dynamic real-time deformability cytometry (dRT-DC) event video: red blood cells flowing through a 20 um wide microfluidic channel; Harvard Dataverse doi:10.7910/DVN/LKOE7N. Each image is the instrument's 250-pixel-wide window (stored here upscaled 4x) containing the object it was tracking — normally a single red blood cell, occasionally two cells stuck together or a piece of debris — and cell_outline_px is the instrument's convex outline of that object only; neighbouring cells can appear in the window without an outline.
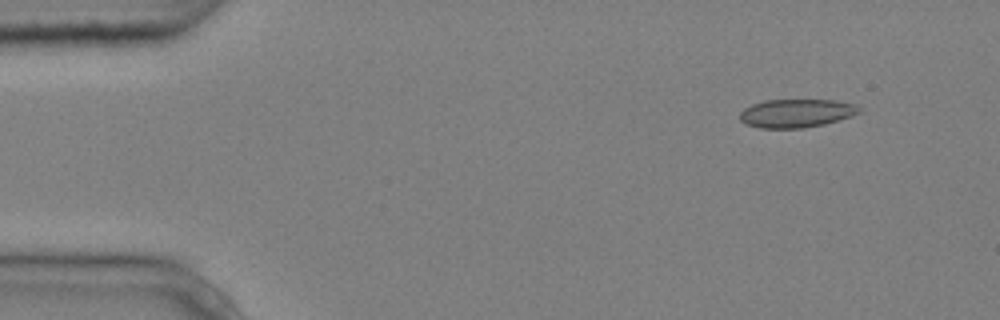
{"species": "common noctule bat (a hibernating species)", "species_latin": "Nyctalus noctula", "temperature_condition": "cold", "stored_images_in_passage": 5, "camera_frame_rate_fps": 3000, "um_per_image_px": 0.085, "animal": {"sex": "male", "body_mass_g": 20.4}, "frame": {"image": 1, "passage_image": 2, "time_ms": 0.333, "image_size_px": [1000, 320], "cell_outline_px": [[860, 112], [852, 116], [824, 124], [804, 128], [760, 128], [748, 124], [740, 120], [740, 112], [744, 108], [752, 104], [764, 100], [832, 100], [856, 104], [860, 108]], "centroid_in_image_um": [67.69, 9.62], "position_along_channel_um": 17.3, "area_um2": 19.71}}
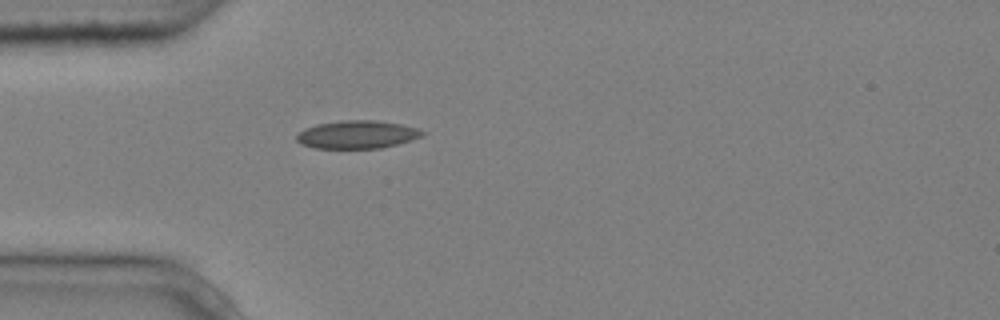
{"frame": {"image": 2, "passage_image": 5, "time_ms": 1.333, "image_size_px": [1000, 320], "cell_outline_px": [[424, 136], [412, 140], [380, 148], [316, 148], [300, 144], [296, 140], [296, 136], [304, 128], [316, 124], [344, 120], [372, 120], [400, 124], [420, 128], [424, 132]], "centroid_in_image_um": [30.36, 11.43], "position_along_channel_um": 54.6, "area_um2": 20.52}}